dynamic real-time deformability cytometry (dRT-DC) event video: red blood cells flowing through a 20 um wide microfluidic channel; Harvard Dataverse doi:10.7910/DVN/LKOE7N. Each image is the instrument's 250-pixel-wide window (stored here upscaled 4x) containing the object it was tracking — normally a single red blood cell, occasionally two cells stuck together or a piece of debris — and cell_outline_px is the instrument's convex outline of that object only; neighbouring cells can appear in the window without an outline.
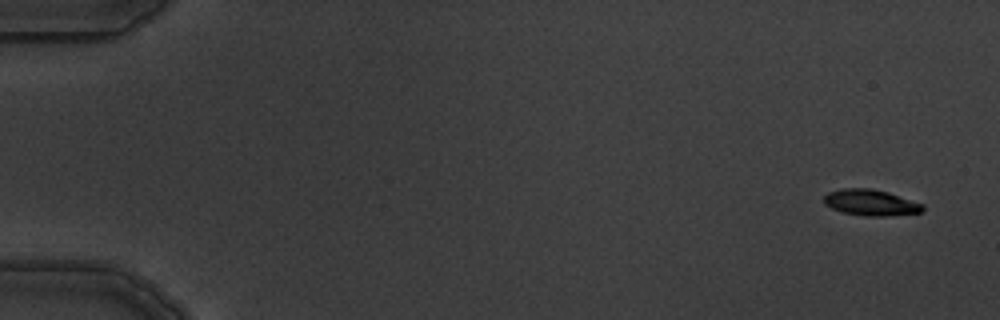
{"species": "common noctule bat (a hibernating species)", "species_latin": "Nyctalus noctula", "temperature_condition": "warm", "stored_images_in_passage": 5, "camera_frame_rate_fps": 3000, "um_per_image_px": 0.085, "animal": {"sex": "male", "body_mass_g": 19.5, "forearm_length_mm": 54.6}, "frame": {"image": 1, "passage_image": 1, "time_ms": 0.0, "image_size_px": [1000, 320], "cell_outline_px": [[924, 208], [920, 212], [888, 216], [864, 216], [844, 212], [832, 208], [824, 204], [824, 196], [828, 192], [844, 188], [868, 188], [888, 192], [924, 204]], "centroid_in_image_um": [74.01, 17.22], "position_along_channel_um": 11.0, "area_um2": 14.91}}
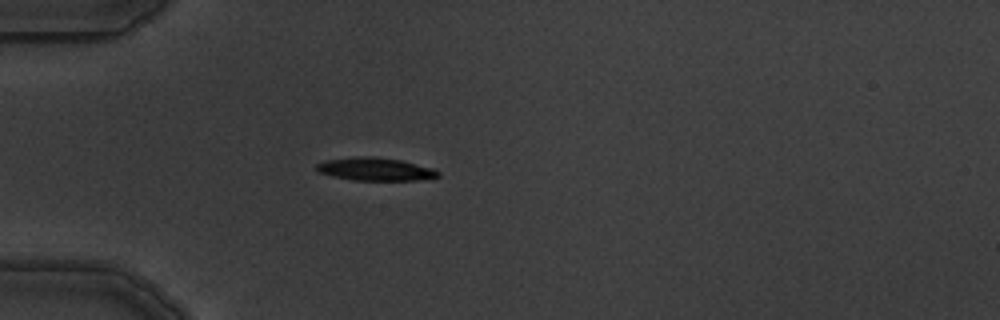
{"frame": {"image": 2, "passage_image": 5, "time_ms": 4.667, "image_size_px": [1000, 320], "cell_outline_px": [[440, 176], [416, 180], [352, 180], [332, 176], [320, 172], [316, 168], [316, 164], [324, 160], [360, 156], [372, 156], [400, 160], [436, 168], [440, 172]], "centroid_in_image_um": [31.92, 14.37], "position_along_channel_um": 53.1, "area_um2": 16.3}}